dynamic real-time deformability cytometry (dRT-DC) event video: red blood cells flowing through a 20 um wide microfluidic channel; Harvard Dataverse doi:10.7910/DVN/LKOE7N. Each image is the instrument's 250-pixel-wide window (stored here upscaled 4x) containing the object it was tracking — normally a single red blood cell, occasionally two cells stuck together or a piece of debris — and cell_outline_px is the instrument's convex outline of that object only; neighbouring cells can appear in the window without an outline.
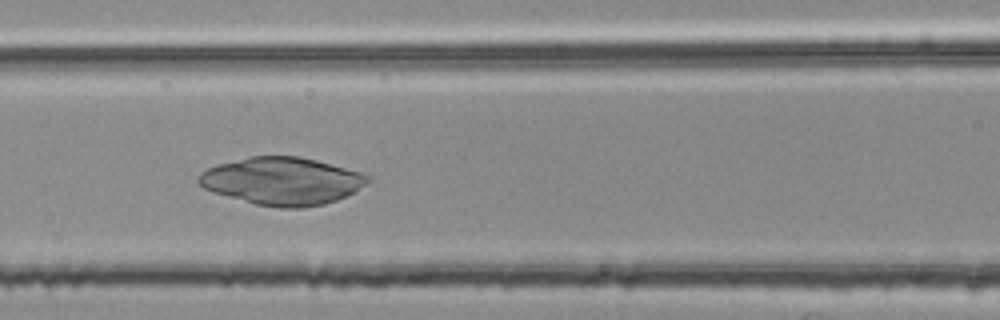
{"species": "common noctule bat (a hibernating species)", "species_latin": "Nyctalus noctula", "temperature_condition": "room temperature", "stored_images_in_passage": 45, "camera_frame_rate_fps": 3000, "um_per_image_px": 0.085, "animal": {"sex": "female", "body_mass_g": 25.1}, "frame": {"image": 1, "passage_image": 18, "time_ms": 5.667, "image_size_px": [1000, 320], "cell_outline_px": [[372, 180], [352, 192], [336, 200], [324, 204], [304, 208], [280, 208], [256, 204], [212, 192], [196, 184], [196, 180], [200, 172], [216, 164], [248, 156], [300, 156], [316, 160], [360, 172], [368, 176]], "centroid_in_image_um": [23.92, 15.38], "position_along_channel_um": 142.7, "area_um2": 46.93}}
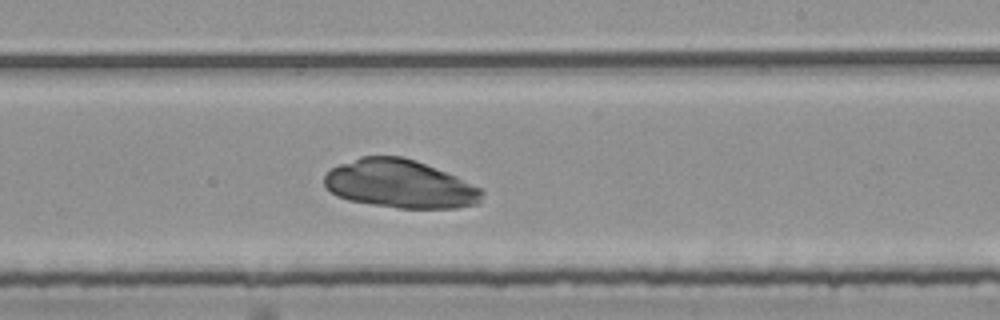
{"frame": {"image": 2, "passage_image": 27, "time_ms": 8.667, "image_size_px": [1000, 320], "cell_outline_px": [[484, 192], [480, 204], [456, 208], [396, 208], [348, 200], [336, 196], [324, 184], [324, 176], [332, 168], [340, 164], [360, 156], [404, 156], [416, 160], [456, 176], [480, 188]], "centroid_in_image_um": [34.01, 15.64], "position_along_channel_um": 255.0, "area_um2": 44.45}}
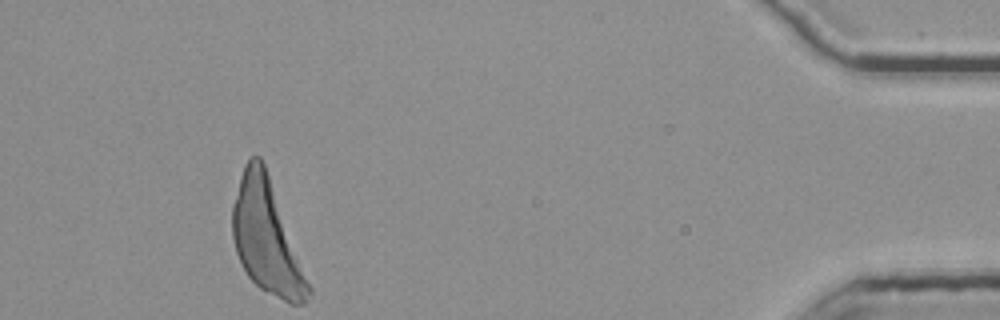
{"frame": {"image": 3, "passage_image": 45, "time_ms": 14.667, "image_size_px": [1000, 320], "cell_outline_px": [[312, 292], [308, 300], [304, 304], [292, 304], [260, 288], [248, 276], [236, 252], [232, 236], [232, 208], [240, 176], [244, 164], [252, 156], [260, 156], [264, 164], [312, 288]], "centroid_in_image_um": [22.66, 20.18], "position_along_channel_um": 412.5, "area_um2": 49.19}}